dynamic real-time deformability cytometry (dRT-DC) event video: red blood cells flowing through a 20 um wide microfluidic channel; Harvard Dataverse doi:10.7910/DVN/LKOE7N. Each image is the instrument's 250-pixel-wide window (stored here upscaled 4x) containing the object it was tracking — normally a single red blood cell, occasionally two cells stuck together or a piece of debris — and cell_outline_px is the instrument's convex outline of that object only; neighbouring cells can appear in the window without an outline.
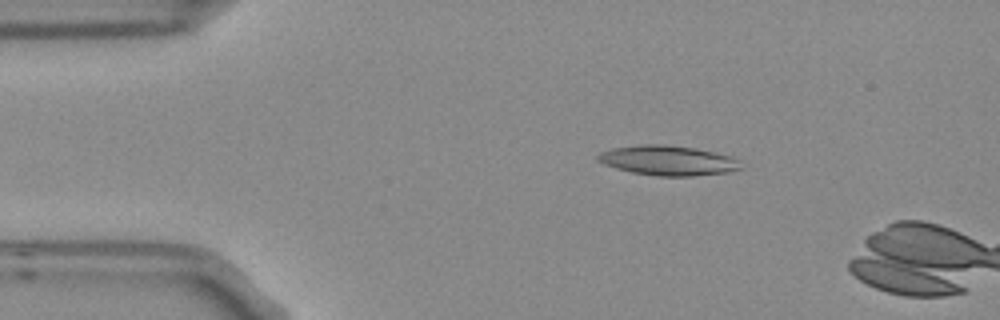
{"species": "Egyptian fruit bat (a non-hibernating species)", "species_latin": "Rousettus aegyptiacus", "temperature_condition": "room temperature", "stored_images_in_passage": 4, "camera_frame_rate_fps": 3000, "um_per_image_px": 0.085, "frame": {"image": 1, "passage_image": 2, "time_ms": 0.333, "image_size_px": [1000, 320], "cell_outline_px": [[744, 168], [728, 172], [692, 176], [656, 176], [632, 172], [616, 168], [604, 164], [596, 160], [596, 156], [600, 152], [612, 148], [644, 144], [664, 144], [692, 148], [716, 152], [732, 156]], "centroid_in_image_um": [56.77, 13.64], "position_along_channel_um": 28.2, "area_um2": 24.85}}